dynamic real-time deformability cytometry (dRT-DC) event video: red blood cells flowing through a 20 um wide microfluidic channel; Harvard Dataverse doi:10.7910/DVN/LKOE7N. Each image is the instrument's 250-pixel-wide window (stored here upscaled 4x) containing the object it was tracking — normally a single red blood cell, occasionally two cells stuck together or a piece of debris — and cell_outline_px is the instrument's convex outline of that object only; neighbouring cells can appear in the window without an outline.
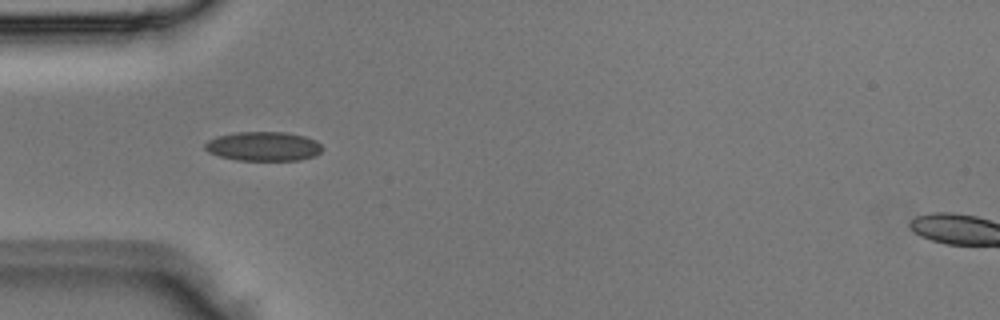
{"species": "Egyptian fruit bat (a non-hibernating species)", "species_latin": "Rousettus aegyptiacus", "temperature_condition": "room temperature", "stored_images_in_passage": 5, "camera_frame_rate_fps": 3000, "um_per_image_px": 0.085, "animal": {"sex": "male"}, "frame": {"image": 1, "passage_image": 5, "time_ms": 1.333, "image_size_px": [1000, 320], "cell_outline_px": [[324, 148], [316, 156], [300, 160], [236, 160], [220, 156], [208, 152], [204, 148], [204, 144], [208, 140], [216, 136], [236, 132], [284, 132], [304, 136], [316, 140]], "centroid_in_image_um": [22.39, 12.44], "position_along_channel_um": 62.6, "area_um2": 20.11}}